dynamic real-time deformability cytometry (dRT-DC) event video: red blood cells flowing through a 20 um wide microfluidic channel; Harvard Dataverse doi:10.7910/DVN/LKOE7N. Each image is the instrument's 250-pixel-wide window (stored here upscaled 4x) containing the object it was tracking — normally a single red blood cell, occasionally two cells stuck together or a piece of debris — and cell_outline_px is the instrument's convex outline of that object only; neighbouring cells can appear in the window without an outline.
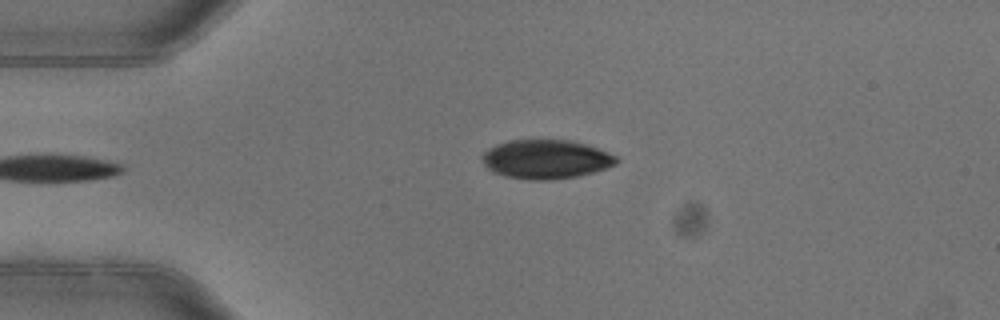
{"species": "common noctule bat (a hibernating species)", "species_latin": "Nyctalus noctula", "temperature_condition": "warm", "stored_images_in_passage": 4, "camera_frame_rate_fps": 3000, "um_per_image_px": 0.085, "animal": {"sex": "female"}, "frame": {"image": 1, "passage_image": 4, "time_ms": 1.0, "image_size_px": [1000, 320], "cell_outline_px": [[620, 160], [616, 164], [580, 176], [548, 180], [528, 180], [504, 176], [492, 172], [480, 160], [480, 156], [488, 148], [496, 144], [508, 140], [572, 140], [588, 144], [608, 152], [616, 156]], "centroid_in_image_um": [46.38, 13.53], "position_along_channel_um": 38.6, "area_um2": 30.87}}